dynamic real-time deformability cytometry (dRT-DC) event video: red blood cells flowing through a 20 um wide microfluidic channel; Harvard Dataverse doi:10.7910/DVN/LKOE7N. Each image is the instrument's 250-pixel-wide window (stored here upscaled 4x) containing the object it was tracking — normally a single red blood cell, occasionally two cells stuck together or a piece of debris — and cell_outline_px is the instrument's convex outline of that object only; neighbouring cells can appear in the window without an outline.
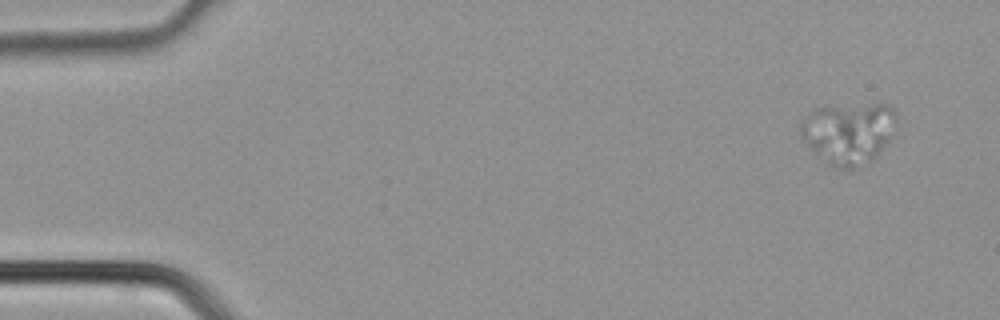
{"species": "common noctule bat (a hibernating species)", "species_latin": "Nyctalus noctula", "temperature_condition": "cold", "stored_images_in_passage": 3, "camera_frame_rate_fps": 3000, "um_per_image_px": 0.085, "animal": {"sex": "male", "body_mass_g": 21.5, "forearm_length_mm": 52.0}, "frame": {"image": 1, "passage_image": 1, "time_ms": 0.0, "image_size_px": [1000, 320], "cell_outline_px": [[896, 120], [888, 140], [880, 152], [868, 164], [856, 168], [832, 168], [800, 136], [800, 124], [808, 112], [812, 108], [820, 104], [880, 100], [892, 104], [896, 108]], "centroid_in_image_um": [72.15, 11.17], "position_along_channel_um": 12.9, "area_um2": 36.07}}